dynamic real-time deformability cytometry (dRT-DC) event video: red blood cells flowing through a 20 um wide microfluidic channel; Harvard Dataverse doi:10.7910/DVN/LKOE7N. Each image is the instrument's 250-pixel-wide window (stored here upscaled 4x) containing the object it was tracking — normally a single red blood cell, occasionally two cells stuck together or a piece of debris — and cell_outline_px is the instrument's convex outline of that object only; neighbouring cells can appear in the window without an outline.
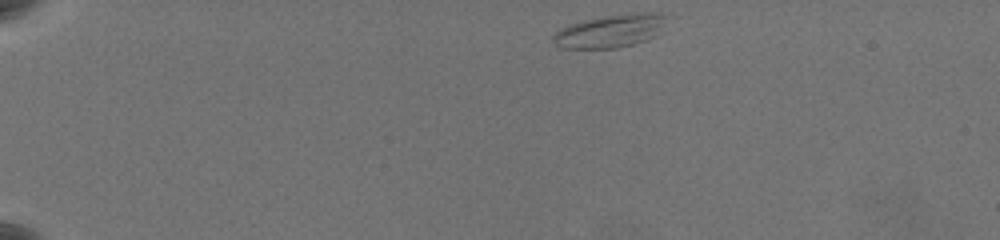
{"species": "common noctule bat (a hibernating species)", "species_latin": "Nyctalus noctula", "temperature_condition": "warm", "stored_images_in_passage": 50, "camera_frame_rate_fps": 3000, "um_per_image_px": 0.085, "animal": {"sex": "female", "body_mass_g": 19.5, "forearm_length_mm": 54.1}, "frame": {"image": 1, "passage_image": 1, "time_ms": 0.0, "image_size_px": [1000, 240], "cell_outline_px": [[668, 16], [656, 36], [632, 44], [616, 48], [560, 48], [552, 40], [552, 36], [560, 28], [584, 20], [600, 16], [640, 12], [660, 12]], "centroid_in_image_um": [51.88, 2.62], "position_along_channel_um": 33.1, "area_um2": 21.79}}
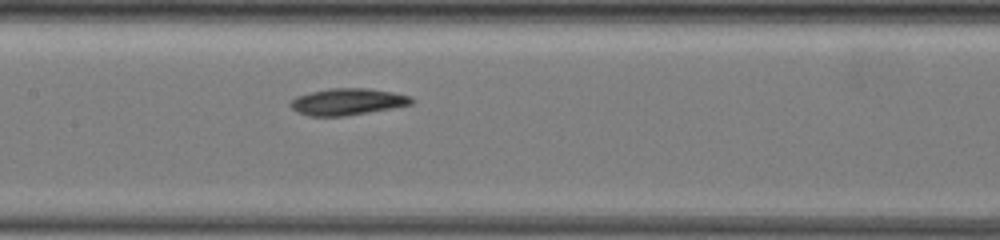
{"frame": {"image": 2, "passage_image": 22, "time_ms": 7.0, "image_size_px": [1000, 240], "cell_outline_px": [[416, 100], [412, 104], [392, 108], [344, 116], [308, 116], [296, 112], [288, 104], [296, 96], [328, 88], [368, 88], [392, 92], [412, 96]], "centroid_in_image_um": [29.54, 8.64], "position_along_channel_um": 177.9, "area_um2": 18.9}}
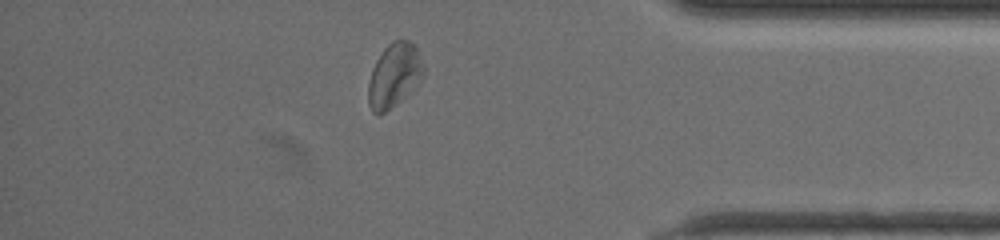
{"frame": {"image": 3, "passage_image": 43, "time_ms": 14.0, "image_size_px": [1000, 240], "cell_outline_px": [[424, 76], [420, 84], [412, 92], [380, 116], [376, 116], [372, 112], [368, 104], [368, 84], [372, 68], [376, 60], [384, 48], [392, 40], [400, 36], [416, 44], [424, 68]], "centroid_in_image_um": [33.53, 6.39], "position_along_channel_um": 401.7, "area_um2": 21.44}, "authors_computed_cell_mechanics": {"area_um2": 19.2474, "velocity_mm_per_s": 3.4781, "shape_relaxation_time_tau1_ms": 10.3939, "shape_relaxation_time_tau2_ms": 7.3986, "deformation_change_tau1": 0.1962, "deformation_change_tau2": 0.1702}}